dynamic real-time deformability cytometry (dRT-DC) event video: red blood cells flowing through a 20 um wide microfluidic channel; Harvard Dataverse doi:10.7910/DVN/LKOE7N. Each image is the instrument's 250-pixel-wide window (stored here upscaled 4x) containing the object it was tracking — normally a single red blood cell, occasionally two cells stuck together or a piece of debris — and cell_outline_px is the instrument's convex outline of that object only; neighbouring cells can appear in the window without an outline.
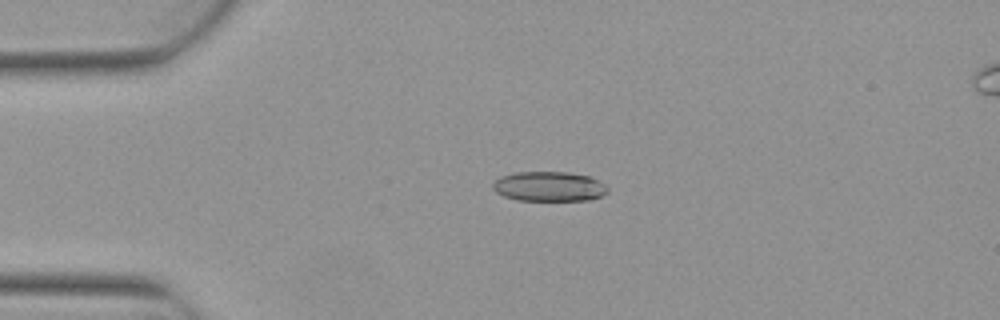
{"species": "Egyptian fruit bat (a non-hibernating species)", "species_latin": "Rousettus aegyptiacus", "temperature_condition": "warm", "stored_images_in_passage": 3, "camera_frame_rate_fps": 3000, "um_per_image_px": 0.085, "animal": {"sex": "female"}, "frame": {"image": 1, "passage_image": 3, "time_ms": 0.667, "image_size_px": [1000, 320], "cell_outline_px": [[608, 192], [600, 196], [588, 200], [516, 200], [504, 196], [496, 192], [492, 188], [492, 184], [500, 176], [516, 172], [568, 172], [588, 176], [604, 184], [608, 188]], "centroid_in_image_um": [46.64, 15.85], "position_along_channel_um": 38.4, "area_um2": 19.83}}